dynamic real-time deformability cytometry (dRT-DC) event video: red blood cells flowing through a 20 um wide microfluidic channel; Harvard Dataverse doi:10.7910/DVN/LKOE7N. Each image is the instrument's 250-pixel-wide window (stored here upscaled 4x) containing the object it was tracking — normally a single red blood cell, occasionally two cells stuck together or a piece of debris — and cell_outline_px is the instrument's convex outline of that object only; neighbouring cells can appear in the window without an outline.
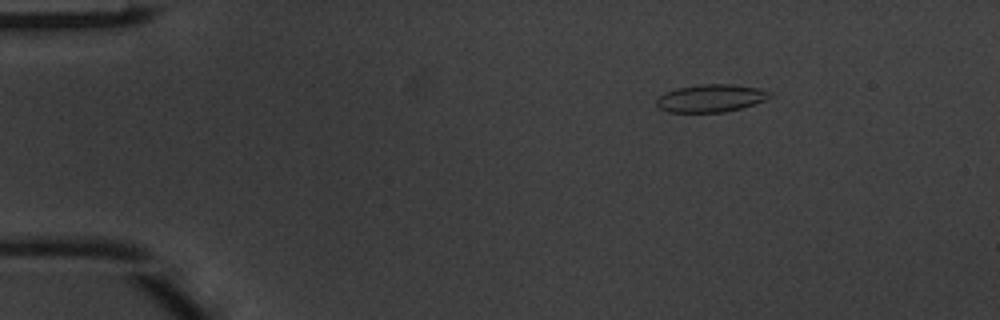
{"species": "common noctule bat (a hibernating species)", "species_latin": "Nyctalus noctula", "temperature_condition": "warm", "stored_images_in_passage": 4, "camera_frame_rate_fps": 3000, "um_per_image_px": 0.085, "animal": {"sex": "male", "body_mass_g": 20.1, "forearm_length_mm": 53.5}, "frame": {"image": 1, "passage_image": 4, "time_ms": 1.0, "image_size_px": [1000, 320], "cell_outline_px": [[772, 96], [764, 100], [740, 108], [724, 112], [668, 112], [660, 108], [656, 104], [656, 100], [660, 96], [676, 88], [700, 84], [732, 84], [760, 88], [772, 92]], "centroid_in_image_um": [60.44, 8.34], "position_along_channel_um": 24.6, "area_um2": 18.15}}